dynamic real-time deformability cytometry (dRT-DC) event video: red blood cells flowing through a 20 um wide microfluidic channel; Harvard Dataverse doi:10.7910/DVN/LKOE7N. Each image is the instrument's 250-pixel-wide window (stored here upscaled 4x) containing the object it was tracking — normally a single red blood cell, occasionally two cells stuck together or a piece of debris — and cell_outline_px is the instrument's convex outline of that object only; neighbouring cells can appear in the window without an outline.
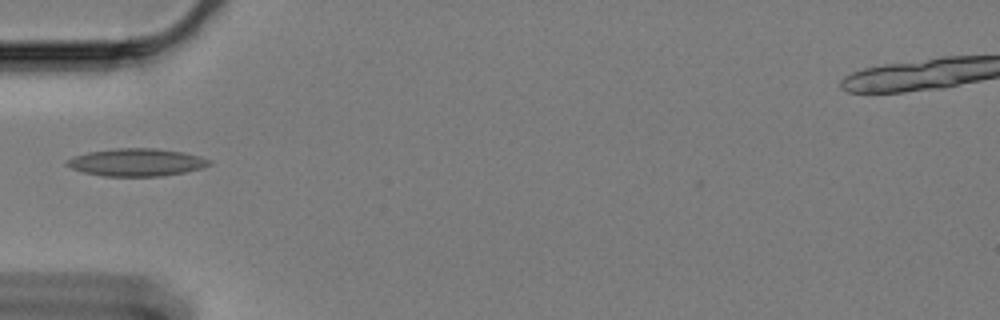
{"species": "Egyptian fruit bat (a non-hibernating species)", "species_latin": "Rousettus aegyptiacus", "temperature_condition": "cold", "stored_images_in_passage": 41, "camera_frame_rate_fps": 3000, "um_per_image_px": 0.085, "animal": {"sex": "female"}, "frame": {"image": 1, "passage_image": 1, "time_ms": 0.0, "image_size_px": [1000, 320], "cell_outline_px": [[212, 164], [200, 168], [184, 172], [160, 176], [104, 176], [84, 172], [72, 168], [64, 164], [64, 160], [72, 156], [88, 152], [116, 148], [156, 148], [184, 152], [200, 156], [212, 160]], "centroid_in_image_um": [11.59, 13.79], "position_along_channel_um": 73.4, "area_um2": 23.0}}
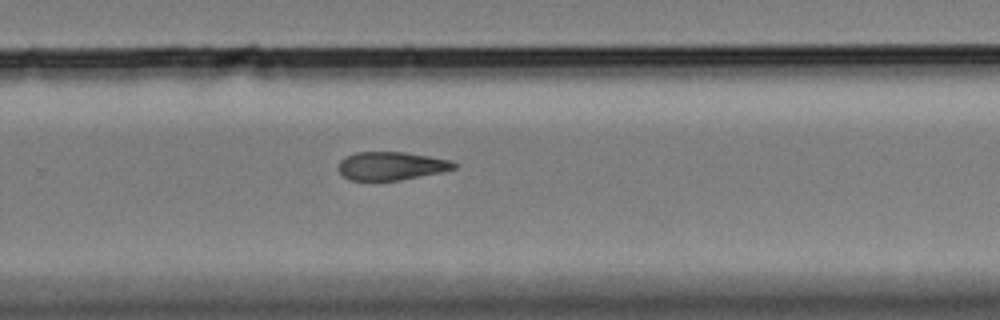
{"frame": {"image": 2, "passage_image": 21, "time_ms": 6.667, "image_size_px": [1000, 320], "cell_outline_px": [[456, 168], [440, 172], [400, 180], [348, 180], [340, 172], [340, 160], [344, 156], [356, 152], [404, 152], [428, 156], [448, 160], [456, 164]], "centroid_in_image_um": [33.22, 14.1], "position_along_channel_um": 296.6, "area_um2": 18.79}}
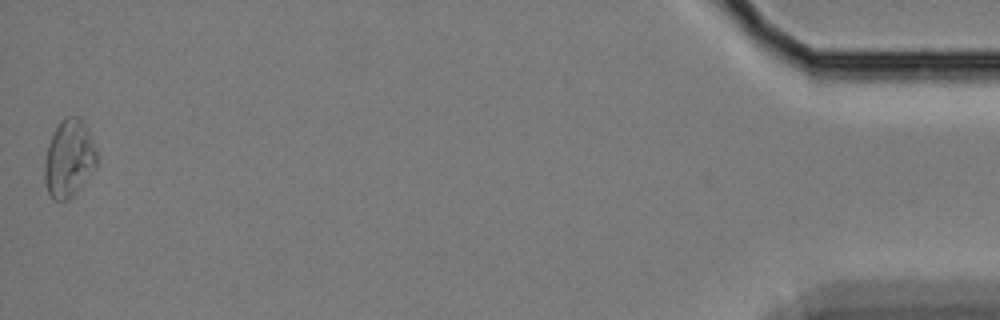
{"frame": {"image": 3, "passage_image": 41, "time_ms": 13.333, "image_size_px": [1000, 320], "cell_outline_px": [[100, 160], [96, 168], [80, 188], [68, 200], [52, 200], [48, 192], [44, 180], [44, 164], [48, 144], [60, 120], [68, 116], [76, 116], [84, 120], [100, 156]], "centroid_in_image_um": [5.91, 13.47], "position_along_channel_um": 429.3, "area_um2": 24.1}}